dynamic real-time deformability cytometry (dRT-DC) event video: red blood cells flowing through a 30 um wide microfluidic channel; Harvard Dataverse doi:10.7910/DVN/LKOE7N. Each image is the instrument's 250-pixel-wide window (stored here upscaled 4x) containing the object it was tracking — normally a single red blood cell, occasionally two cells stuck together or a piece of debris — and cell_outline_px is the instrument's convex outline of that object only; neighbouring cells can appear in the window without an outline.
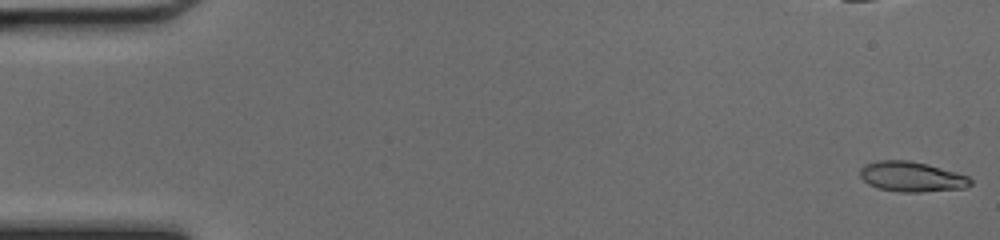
{"species": "common noctule bat (a hibernating species)", "species_latin": "Nyctalus noctula", "temperature_condition": "cold", "stored_images_in_passage": 19, "camera_frame_rate_fps": 3000, "um_per_image_px": 0.085, "animal": {"sex": "female", "body_mass_g": 17.0, "forearm_length_mm": 48.0}, "frame": {"image": 1, "passage_image": 1, "time_ms": 0.0, "image_size_px": [1000, 240], "cell_outline_px": [[972, 184], [964, 188], [920, 192], [900, 192], [876, 188], [868, 184], [860, 176], [860, 168], [864, 164], [876, 160], [908, 160], [928, 164], [956, 172], [968, 176], [972, 180]], "centroid_in_image_um": [77.47, 15.01], "position_along_channel_um": 7.5, "area_um2": 19.54}}